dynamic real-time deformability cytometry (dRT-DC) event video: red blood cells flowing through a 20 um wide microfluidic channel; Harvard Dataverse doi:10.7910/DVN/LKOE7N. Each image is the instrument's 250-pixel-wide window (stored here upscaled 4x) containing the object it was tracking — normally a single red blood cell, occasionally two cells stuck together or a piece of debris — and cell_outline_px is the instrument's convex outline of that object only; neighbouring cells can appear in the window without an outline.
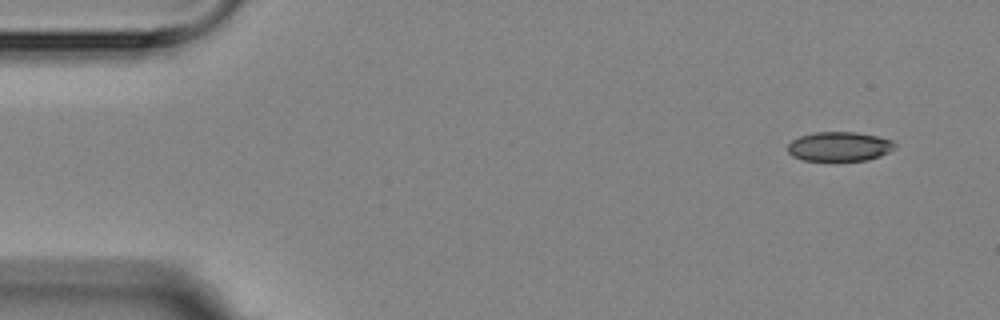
{"species": "Egyptian fruit bat (a non-hibernating species)", "species_latin": "Rousettus aegyptiacus", "temperature_condition": "room temperature", "stored_images_in_passage": 15, "camera_frame_rate_fps": 3000, "um_per_image_px": 0.085, "animal": {"sex": "female"}, "frame": {"image": 1, "passage_image": 1, "time_ms": 0.0, "image_size_px": [1000, 320], "cell_outline_px": [[896, 148], [880, 156], [868, 160], [804, 160], [792, 156], [788, 152], [788, 144], [792, 140], [800, 136], [816, 132], [856, 132], [876, 136], [892, 140], [896, 144]], "centroid_in_image_um": [71.36, 12.45], "position_along_channel_um": 13.6, "area_um2": 18.26}}
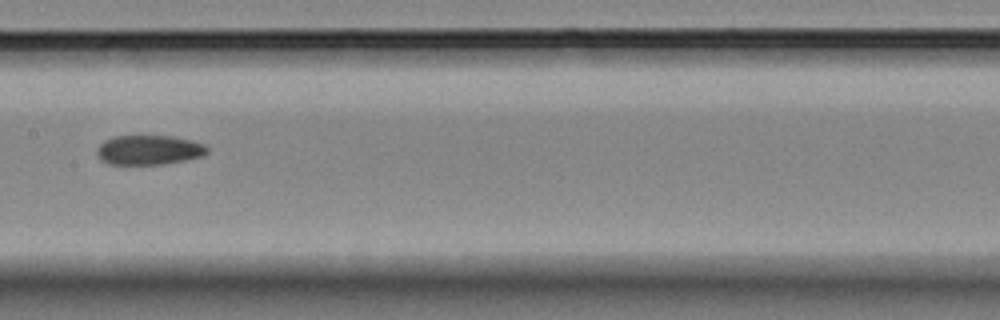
{"frame": {"image": 2, "passage_image": 8, "time_ms": 8.0, "image_size_px": [1000, 320], "cell_outline_px": [[208, 152], [200, 156], [184, 160], [164, 164], [108, 164], [100, 160], [96, 156], [96, 148], [104, 140], [116, 136], [172, 136], [192, 140], [204, 144], [208, 148]], "centroid_in_image_um": [12.62, 12.74], "position_along_channel_um": 194.8, "area_um2": 19.07}}
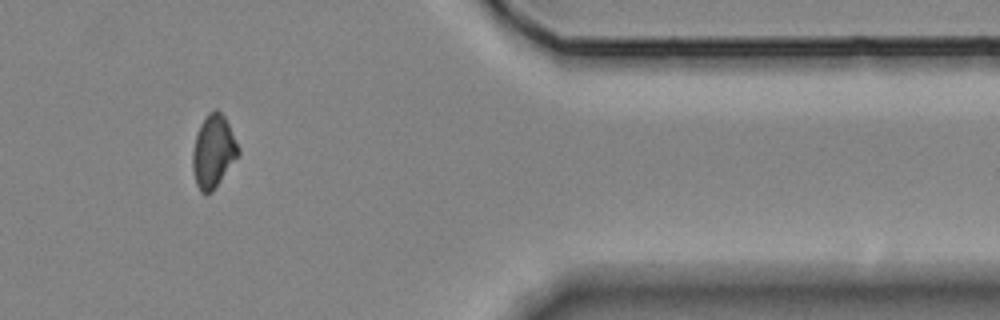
{"frame": {"image": 3, "passage_image": 13, "time_ms": 14.333, "image_size_px": [1000, 320], "cell_outline_px": [[240, 152], [212, 192], [200, 192], [196, 184], [192, 168], [192, 152], [196, 136], [200, 124], [208, 112], [216, 108], [224, 116], [240, 148]], "centroid_in_image_um": [18.12, 12.85], "position_along_channel_um": 393.3, "area_um2": 19.13}}